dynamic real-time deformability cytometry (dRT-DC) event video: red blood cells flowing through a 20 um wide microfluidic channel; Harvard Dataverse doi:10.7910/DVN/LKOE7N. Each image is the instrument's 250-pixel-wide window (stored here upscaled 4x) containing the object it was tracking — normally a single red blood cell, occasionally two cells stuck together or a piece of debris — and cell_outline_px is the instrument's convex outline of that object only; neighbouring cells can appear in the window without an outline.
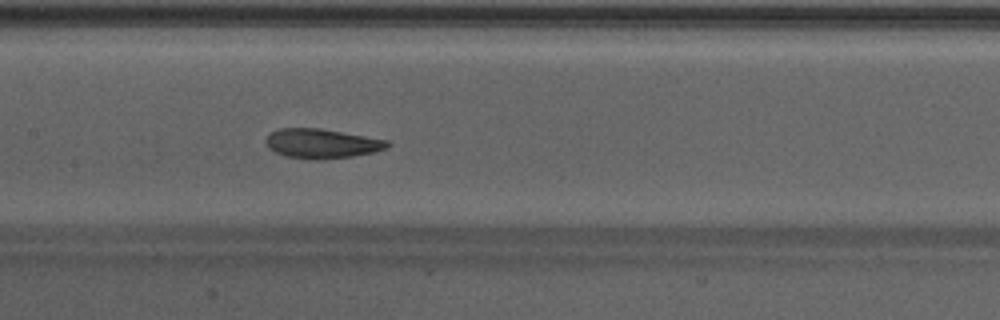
{"species": "Egyptian fruit bat (a non-hibernating species)", "species_latin": "Rousettus aegyptiacus", "temperature_condition": "warm", "stored_images_in_passage": 41, "camera_frame_rate_fps": 3000, "um_per_image_px": 0.085, "animal": {"sex": "male"}, "frame": {"image": 1, "passage_image": 16, "time_ms": 5.0, "image_size_px": [1000, 320], "cell_outline_px": [[392, 144], [388, 148], [376, 152], [352, 156], [320, 160], [316, 160], [284, 156], [268, 148], [264, 140], [272, 132], [280, 128], [320, 128], [388, 140]], "centroid_in_image_um": [27.38, 12.21], "position_along_channel_um": 180.0, "area_um2": 21.04}}
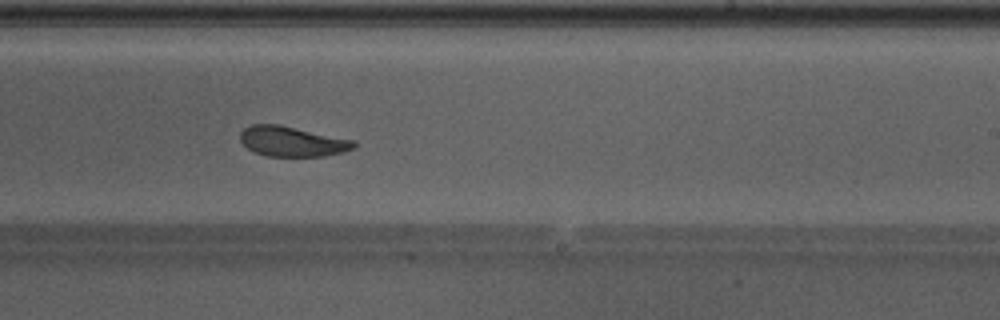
{"frame": {"image": 2, "passage_image": 22, "time_ms": 7.0, "image_size_px": [1000, 320], "cell_outline_px": [[356, 148], [344, 152], [324, 156], [268, 156], [252, 152], [240, 140], [240, 132], [244, 128], [252, 124], [276, 124], [356, 140]], "centroid_in_image_um": [24.85, 12.03], "position_along_channel_um": 264.1, "area_um2": 20.0}}
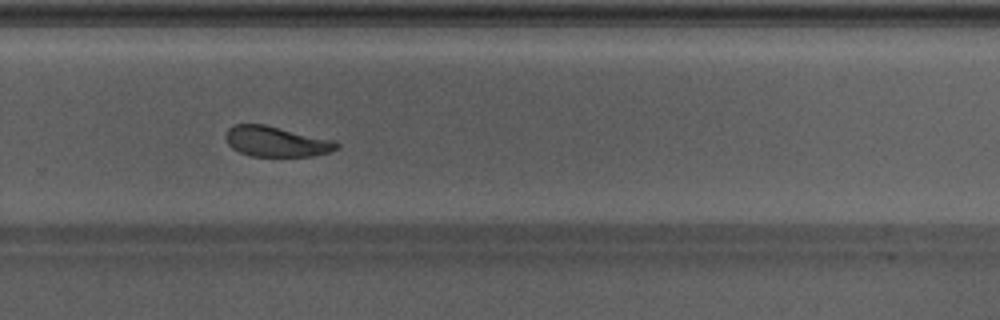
{"frame": {"image": 3, "passage_image": 25, "time_ms": 8.0, "image_size_px": [1000, 320], "cell_outline_px": [[340, 148], [332, 152], [312, 156], [252, 156], [240, 152], [232, 148], [228, 144], [224, 136], [228, 128], [232, 124], [264, 124], [336, 140], [340, 144]], "centroid_in_image_um": [23.52, 12.02], "position_along_channel_um": 306.3, "area_um2": 19.94}, "authors_computed_cell_mechanics": {"area_um2": 20.9236, "velocity_mm_per_s": 4.2274, "shape_relaxation_time_tau1_ms": 5.9061, "shape_relaxation_time_tau2_ms": 2.0728, "deformation_change_tau1": 0.1539, "deformation_change_tau2": 0.0833}}